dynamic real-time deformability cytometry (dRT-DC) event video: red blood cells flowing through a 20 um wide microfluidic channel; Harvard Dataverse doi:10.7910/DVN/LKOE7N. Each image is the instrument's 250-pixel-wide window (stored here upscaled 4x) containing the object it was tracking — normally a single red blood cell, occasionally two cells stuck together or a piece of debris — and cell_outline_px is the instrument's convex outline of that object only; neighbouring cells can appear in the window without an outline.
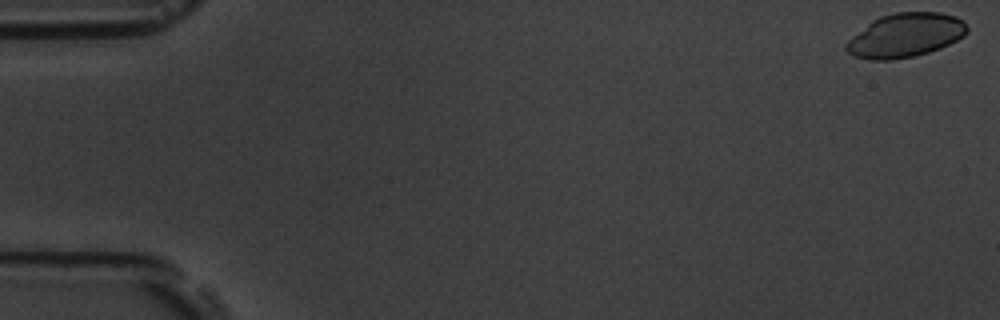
{"species": "common noctule bat (a hibernating species)", "species_latin": "Nyctalus noctula", "temperature_condition": "room temperature", "stored_images_in_passage": 58, "camera_frame_rate_fps": 3000, "um_per_image_px": 0.085, "animal": {"sex": "male", "body_mass_g": 19.5, "forearm_length_mm": 54.6}, "frame": {"image": 1, "passage_image": 1, "time_ms": 0.0, "image_size_px": [1000, 320], "cell_outline_px": [[968, 32], [964, 36], [940, 48], [928, 52], [912, 56], [892, 60], [868, 60], [856, 56], [848, 52], [844, 48], [844, 44], [852, 36], [872, 20], [880, 16], [896, 12], [940, 12], [956, 16], [968, 28]], "centroid_in_image_um": [76.93, 3.0], "position_along_channel_um": 8.1, "area_um2": 30.87}}
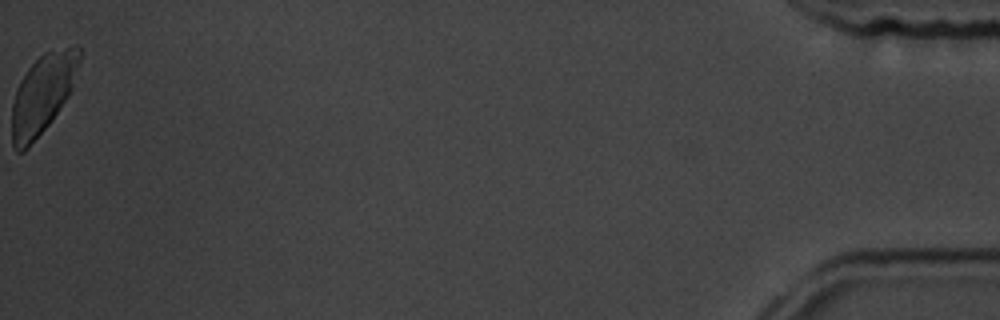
{"frame": {"image": 2, "passage_image": 58, "time_ms": 19.0, "image_size_px": [1000, 320], "cell_outline_px": [[80, 60], [72, 88], [68, 96], [52, 120], [28, 148], [24, 152], [16, 152], [12, 144], [12, 104], [16, 88], [20, 80], [28, 68], [44, 52], [52, 48], [76, 44], [80, 48]], "centroid_in_image_um": [3.62, 7.95], "position_along_channel_um": 431.6, "area_um2": 31.44}}